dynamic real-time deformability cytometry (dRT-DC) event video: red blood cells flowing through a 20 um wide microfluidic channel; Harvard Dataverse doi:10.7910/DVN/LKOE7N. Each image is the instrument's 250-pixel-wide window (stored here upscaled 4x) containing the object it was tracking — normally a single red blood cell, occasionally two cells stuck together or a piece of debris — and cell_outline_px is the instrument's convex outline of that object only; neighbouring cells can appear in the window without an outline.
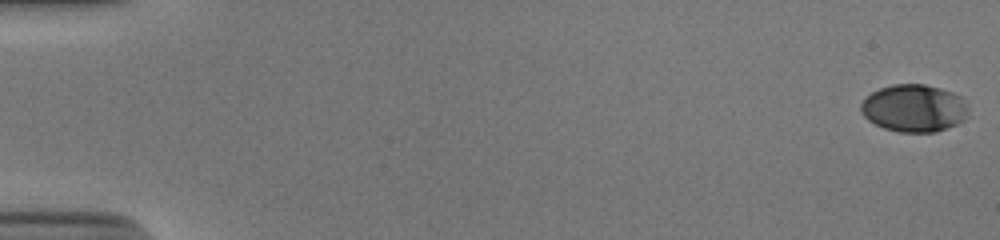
{"species": "human", "species_latin": "Homo sapiens", "temperature_condition": "cold", "stored_images_in_passage": 54, "camera_frame_rate_fps": 3000, "um_per_image_px": 0.085, "donor": {"sex": "male"}, "frame": {"image": 1, "passage_image": 1, "time_ms": 0.0, "image_size_px": [1000, 240], "cell_outline_px": [[968, 108], [964, 120], [948, 128], [936, 132], [900, 132], [884, 128], [868, 120], [860, 112], [860, 104], [872, 92], [880, 88], [892, 84], [924, 84], [940, 88], [952, 92], [960, 96], [968, 104]], "centroid_in_image_um": [77.69, 9.19], "position_along_channel_um": 7.3, "area_um2": 29.77}}
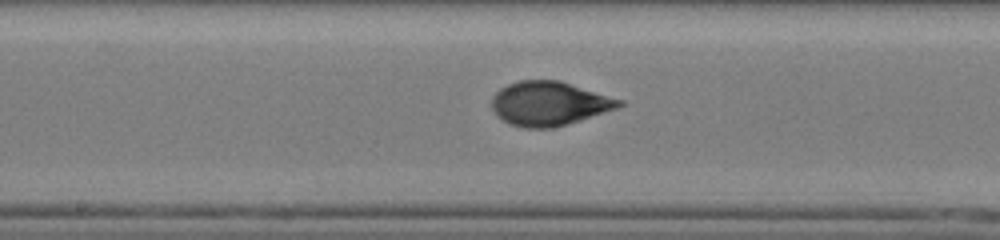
{"frame": {"image": 2, "passage_image": 30, "time_ms": 9.667, "image_size_px": [1000, 240], "cell_outline_px": [[624, 104], [616, 108], [568, 124], [552, 128], [524, 128], [508, 124], [496, 116], [492, 108], [492, 96], [500, 88], [508, 84], [520, 80], [560, 80], [624, 100]], "centroid_in_image_um": [46.65, 8.8], "position_along_channel_um": 201.5, "area_um2": 32.89}}
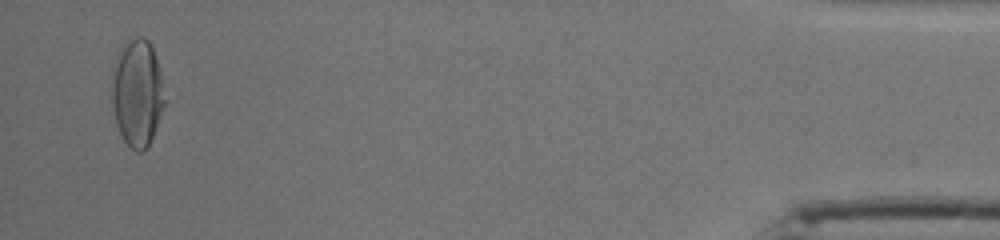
{"frame": {"image": 3, "passage_image": 53, "time_ms": 17.333, "image_size_px": [1000, 240], "cell_outline_px": [[168, 100], [152, 136], [144, 152], [136, 152], [124, 140], [116, 124], [112, 104], [112, 72], [116, 56], [120, 48], [128, 36], [144, 36], [148, 40], [152, 48], [160, 72]], "centroid_in_image_um": [11.68, 7.85], "position_along_channel_um": 423.5, "area_um2": 33.58}, "authors_computed_cell_mechanics": {"area_um2": 31.8478, "velocity_mm_per_s": 3.8636, "shape_relaxation_time_tau1_ms": 4.2793, "shape_relaxation_time_tau2_ms": null, "deformation_change_tau1": 0.1902, "deformation_change_tau2": null}}